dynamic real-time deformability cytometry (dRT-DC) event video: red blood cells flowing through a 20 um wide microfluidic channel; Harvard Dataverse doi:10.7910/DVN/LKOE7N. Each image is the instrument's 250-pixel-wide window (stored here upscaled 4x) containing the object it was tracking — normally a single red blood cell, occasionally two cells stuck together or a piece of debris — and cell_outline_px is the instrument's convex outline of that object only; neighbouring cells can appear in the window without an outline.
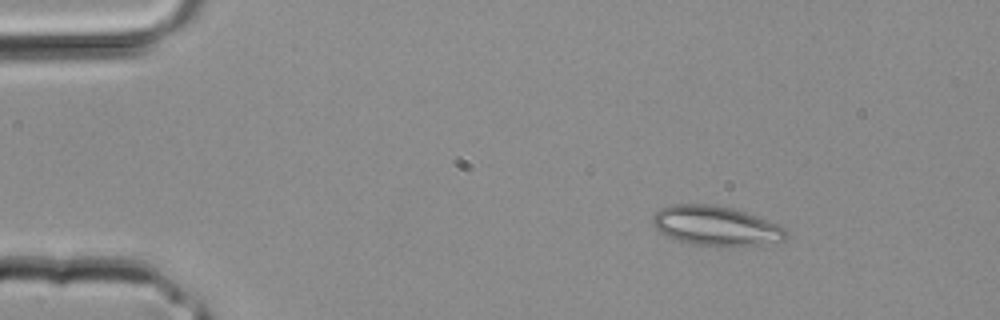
{"species": "common noctule bat (a hibernating species)", "species_latin": "Nyctalus noctula", "temperature_condition": "room temperature", "stored_images_in_passage": 4, "camera_frame_rate_fps": 3000, "um_per_image_px": 0.085, "animal": {"sex": "male", "body_mass_g": 20.4}, "frame": {"image": 1, "passage_image": 4, "time_ms": 1.0, "image_size_px": [1000, 320], "cell_outline_px": [[788, 232], [784, 240], [756, 244], [720, 248], [692, 244], [668, 236], [660, 232], [652, 224], [652, 216], [660, 208], [672, 204], [712, 204], [732, 208], [780, 224]], "centroid_in_image_um": [60.83, 19.2], "position_along_channel_um": 24.2, "area_um2": 30.92}}